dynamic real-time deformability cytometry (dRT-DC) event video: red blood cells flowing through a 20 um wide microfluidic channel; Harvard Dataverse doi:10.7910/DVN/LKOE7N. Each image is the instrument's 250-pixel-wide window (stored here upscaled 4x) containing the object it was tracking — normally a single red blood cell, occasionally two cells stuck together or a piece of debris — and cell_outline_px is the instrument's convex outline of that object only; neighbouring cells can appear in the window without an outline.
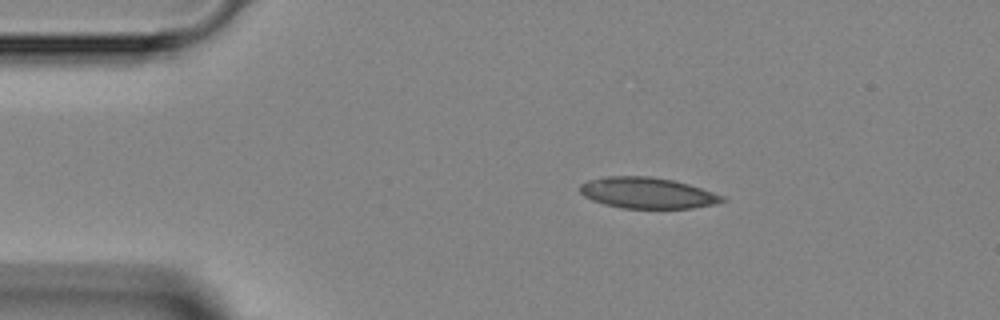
{"species": "Egyptian fruit bat (a non-hibernating species)", "species_latin": "Rousettus aegyptiacus", "temperature_condition": "room temperature", "stored_images_in_passage": 2, "camera_frame_rate_fps": 3000, "um_per_image_px": 0.085, "animal": {"sex": "female"}, "frame": {"image": 1, "passage_image": 1, "time_ms": 0.0, "image_size_px": [1000, 320], "cell_outline_px": [[728, 200], [716, 204], [692, 208], [620, 208], [604, 204], [592, 200], [584, 196], [580, 192], [580, 184], [588, 180], [604, 176], [652, 176], [672, 180], [688, 184], [724, 196]], "centroid_in_image_um": [55.01, 16.4], "position_along_channel_um": 30.0, "area_um2": 25.78}}